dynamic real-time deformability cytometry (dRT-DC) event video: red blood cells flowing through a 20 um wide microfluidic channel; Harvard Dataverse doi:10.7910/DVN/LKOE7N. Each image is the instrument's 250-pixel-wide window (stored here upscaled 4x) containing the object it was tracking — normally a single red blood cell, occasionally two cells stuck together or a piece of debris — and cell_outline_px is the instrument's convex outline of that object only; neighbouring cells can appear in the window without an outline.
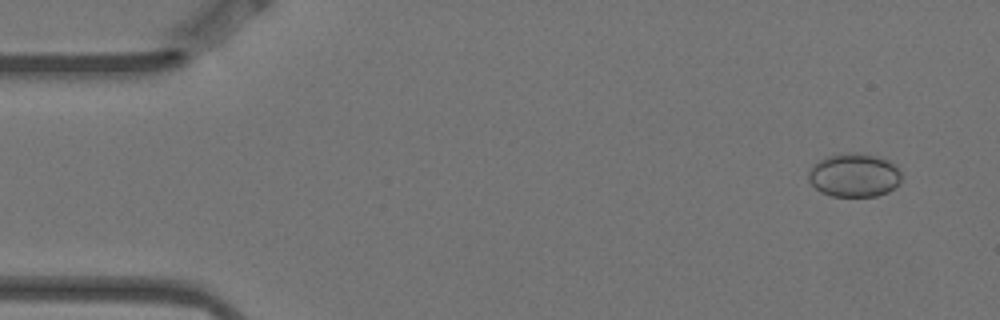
{"species": "Egyptian fruit bat (a non-hibernating species)", "species_latin": "Rousettus aegyptiacus", "temperature_condition": "warm", "stored_images_in_passage": 10, "camera_frame_rate_fps": 3000, "um_per_image_px": 0.085, "animal": {"sex": "female"}, "frame": {"image": 1, "passage_image": 1, "time_ms": 0.0, "image_size_px": [1000, 320], "cell_outline_px": [[900, 180], [888, 192], [876, 196], [832, 196], [820, 192], [808, 180], [808, 172], [824, 156], [840, 152], [860, 152], [876, 156], [888, 160], [896, 164], [900, 172]], "centroid_in_image_um": [72.59, 14.86], "position_along_channel_um": 12.4, "area_um2": 23.76}}
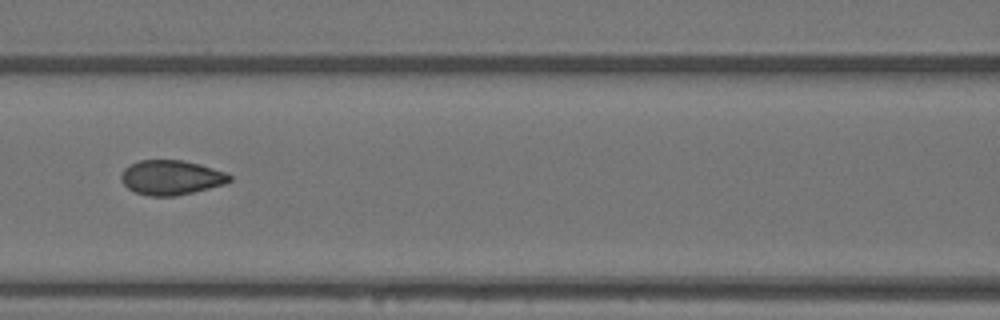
{"frame": {"image": 2, "passage_image": 7, "time_ms": 2.0, "image_size_px": [1000, 320], "cell_outline_px": [[232, 180], [224, 184], [176, 196], [148, 196], [136, 192], [128, 188], [120, 180], [120, 176], [124, 168], [140, 160], [180, 160], [200, 164], [224, 172], [232, 176]], "centroid_in_image_um": [14.53, 15.09], "position_along_channel_um": 152.1, "area_um2": 21.73}}
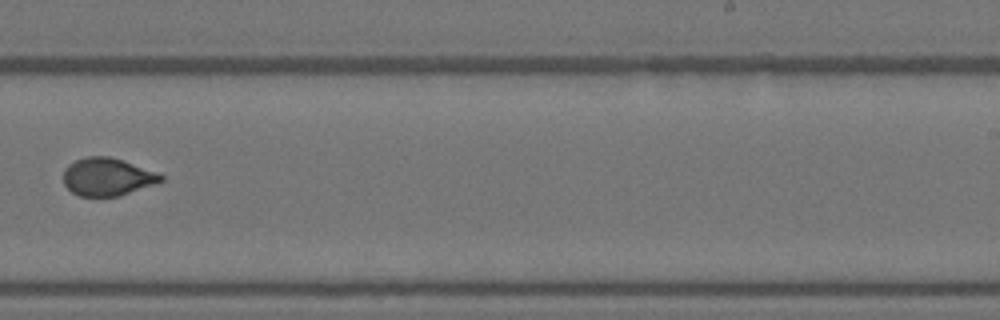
{"frame": {"image": 3, "passage_image": 10, "time_ms": 3.0, "image_size_px": [1000, 320], "cell_outline_px": [[164, 180], [120, 196], [80, 196], [72, 192], [64, 184], [64, 168], [68, 164], [76, 160], [88, 156], [108, 156], [156, 172], [164, 176]], "centroid_in_image_um": [9.09, 15.04], "position_along_channel_um": 279.9, "area_um2": 21.15}}